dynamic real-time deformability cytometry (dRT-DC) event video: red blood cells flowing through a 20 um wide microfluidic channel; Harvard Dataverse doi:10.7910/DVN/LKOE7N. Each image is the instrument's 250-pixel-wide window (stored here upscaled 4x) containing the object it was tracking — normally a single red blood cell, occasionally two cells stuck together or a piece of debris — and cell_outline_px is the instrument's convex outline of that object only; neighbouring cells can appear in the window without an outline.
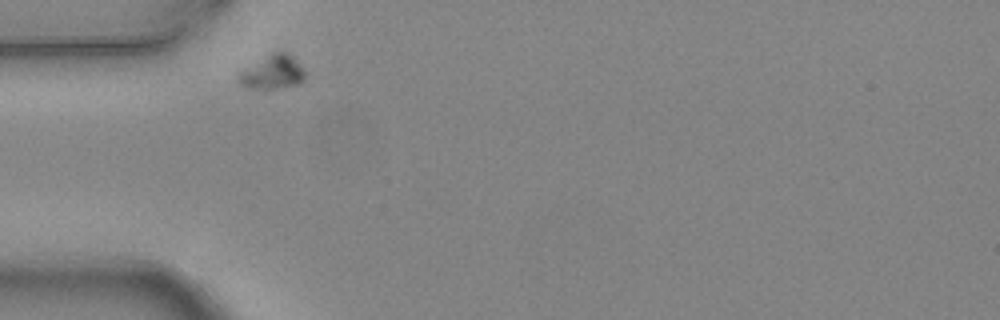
{"species": "common noctule bat (a hibernating species)", "species_latin": "Nyctalus noctula", "temperature_condition": "warm", "stored_images_in_passage": 2, "camera_frame_rate_fps": 3000, "um_per_image_px": 0.085, "animal": {"sex": "female", "body_mass_g": 24.6, "forearm_length_mm": 56.2}, "frame": {"image": 1, "passage_image": 1, "time_ms": 0.0, "image_size_px": [1000, 320], "cell_outline_px": [[304, 76], [296, 84], [276, 88], [252, 88], [240, 84], [240, 72], [272, 52], [288, 52], [292, 56], [304, 72]], "centroid_in_image_um": [23.16, 6.12], "position_along_channel_um": 61.8, "area_um2": 12.31}}